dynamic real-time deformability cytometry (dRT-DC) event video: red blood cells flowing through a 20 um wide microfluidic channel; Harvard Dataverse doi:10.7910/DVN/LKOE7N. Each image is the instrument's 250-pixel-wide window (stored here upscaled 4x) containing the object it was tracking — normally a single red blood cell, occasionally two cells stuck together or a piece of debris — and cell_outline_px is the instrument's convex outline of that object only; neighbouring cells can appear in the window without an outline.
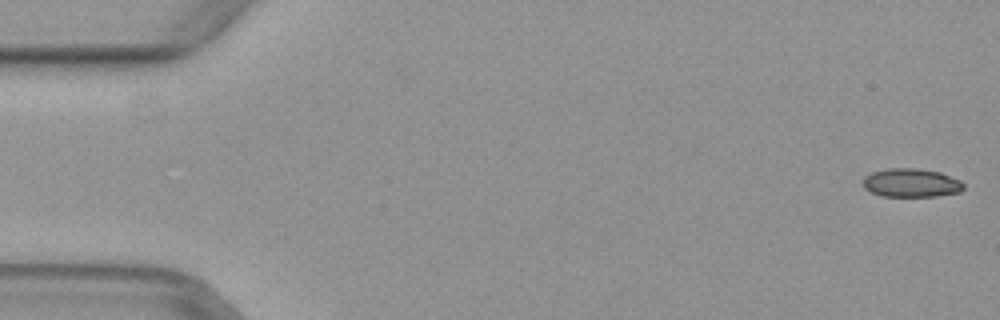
{"species": "common noctule bat (a hibernating species)", "species_latin": "Nyctalus noctula", "temperature_condition": "warm", "stored_images_in_passage": 50, "camera_frame_rate_fps": 3000, "um_per_image_px": 0.085, "animal": {"sex": "female", "body_mass_g": 29.2, "forearm_length_mm": 56.3}, "frame": {"image": 1, "passage_image": 1, "time_ms": 0.0, "image_size_px": [1000, 320], "cell_outline_px": [[964, 188], [960, 192], [936, 196], [880, 196], [864, 188], [864, 176], [872, 172], [888, 168], [916, 168], [940, 172], [960, 180], [964, 184]], "centroid_in_image_um": [77.46, 15.54], "position_along_channel_um": 7.5, "area_um2": 16.76}}
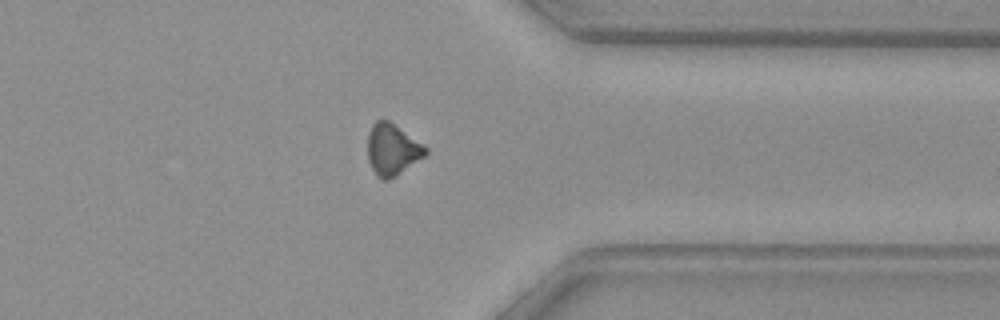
{"frame": {"image": 2, "passage_image": 39, "time_ms": 12.667, "image_size_px": [1000, 320], "cell_outline_px": [[428, 152], [424, 156], [396, 176], [388, 180], [384, 180], [376, 176], [368, 160], [368, 132], [372, 124], [376, 120], [388, 120], [428, 148]], "centroid_in_image_um": [33.32, 12.72], "position_along_channel_um": 378.1, "area_um2": 17.17}}
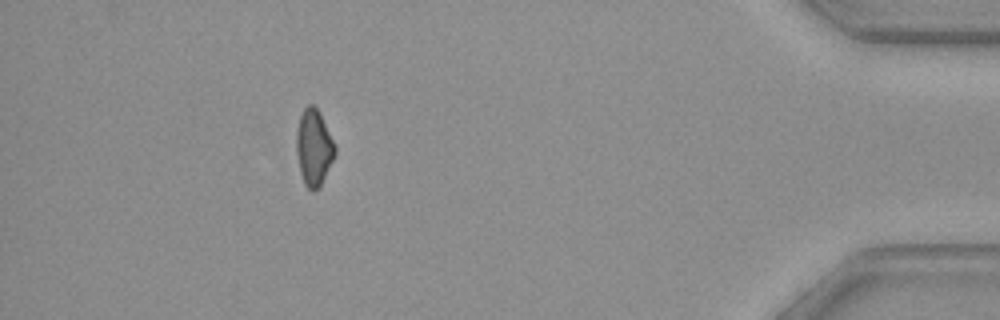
{"frame": {"image": 3, "passage_image": 45, "time_ms": 14.667, "image_size_px": [1000, 320], "cell_outline_px": [[336, 152], [320, 188], [312, 192], [304, 184], [300, 172], [296, 152], [296, 132], [300, 116], [304, 108], [308, 104], [312, 104], [320, 112], [336, 148]], "centroid_in_image_um": [26.66, 12.56], "position_along_channel_um": 408.5, "area_um2": 17.17}}